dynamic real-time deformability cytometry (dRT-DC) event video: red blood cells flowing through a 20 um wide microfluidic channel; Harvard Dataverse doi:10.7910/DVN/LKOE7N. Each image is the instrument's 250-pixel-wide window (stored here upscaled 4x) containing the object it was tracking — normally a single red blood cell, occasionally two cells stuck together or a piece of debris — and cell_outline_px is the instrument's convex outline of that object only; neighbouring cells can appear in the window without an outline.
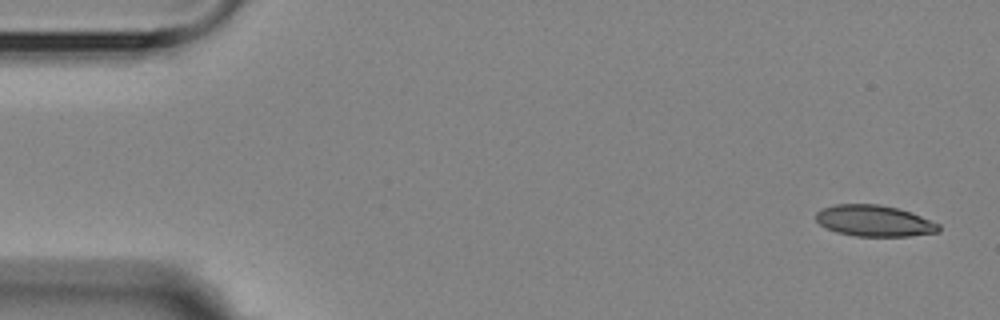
{"species": "Egyptian fruit bat (a non-hibernating species)", "species_latin": "Rousettus aegyptiacus", "temperature_condition": "room temperature", "stored_images_in_passage": 5, "camera_frame_rate_fps": 3000, "um_per_image_px": 0.085, "animal": {"sex": "female"}, "frame": {"image": 1, "passage_image": 1, "time_ms": 0.0, "image_size_px": [1000, 320], "cell_outline_px": [[940, 232], [908, 236], [856, 236], [836, 232], [824, 228], [816, 220], [816, 212], [824, 208], [836, 204], [880, 204], [912, 212], [940, 224]], "centroid_in_image_um": [74.32, 18.77], "position_along_channel_um": 10.7, "area_um2": 22.43}}
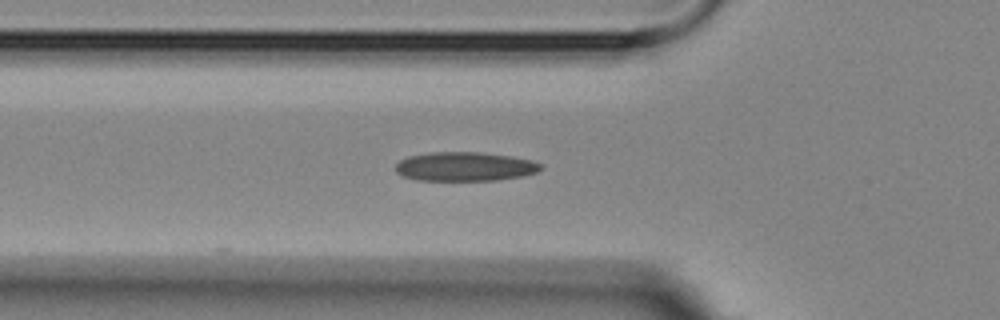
{"frame": {"image": 2, "passage_image": 5, "time_ms": 5.333, "image_size_px": [1000, 320], "cell_outline_px": [[540, 168], [536, 172], [524, 176], [496, 180], [416, 180], [404, 176], [396, 172], [396, 164], [400, 160], [408, 156], [432, 152], [480, 152], [508, 156], [532, 160], [540, 164]], "centroid_in_image_um": [39.49, 14.16], "position_along_channel_um": 86.3, "area_um2": 24.39}}